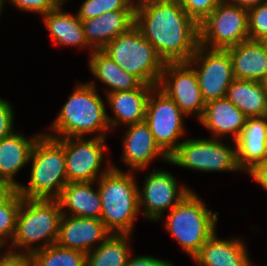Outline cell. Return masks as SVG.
I'll use <instances>...</instances> for the list:
<instances>
[{
	"label": "cell",
	"instance_id": "cell-40",
	"mask_svg": "<svg viewBox=\"0 0 267 266\" xmlns=\"http://www.w3.org/2000/svg\"><path fill=\"white\" fill-rule=\"evenodd\" d=\"M130 9L135 13L140 9L153 5L161 0H126Z\"/></svg>",
	"mask_w": 267,
	"mask_h": 266
},
{
	"label": "cell",
	"instance_id": "cell-31",
	"mask_svg": "<svg viewBox=\"0 0 267 266\" xmlns=\"http://www.w3.org/2000/svg\"><path fill=\"white\" fill-rule=\"evenodd\" d=\"M108 11L132 10L126 0H84L77 12V16L81 20H87L105 14Z\"/></svg>",
	"mask_w": 267,
	"mask_h": 266
},
{
	"label": "cell",
	"instance_id": "cell-43",
	"mask_svg": "<svg viewBox=\"0 0 267 266\" xmlns=\"http://www.w3.org/2000/svg\"><path fill=\"white\" fill-rule=\"evenodd\" d=\"M263 41H264V43H265L266 46H267V37H266Z\"/></svg>",
	"mask_w": 267,
	"mask_h": 266
},
{
	"label": "cell",
	"instance_id": "cell-2",
	"mask_svg": "<svg viewBox=\"0 0 267 266\" xmlns=\"http://www.w3.org/2000/svg\"><path fill=\"white\" fill-rule=\"evenodd\" d=\"M50 129L51 134H44L52 138L84 137L89 134L106 138L107 133L112 132L105 103L98 94L95 82L76 85Z\"/></svg>",
	"mask_w": 267,
	"mask_h": 266
},
{
	"label": "cell",
	"instance_id": "cell-41",
	"mask_svg": "<svg viewBox=\"0 0 267 266\" xmlns=\"http://www.w3.org/2000/svg\"><path fill=\"white\" fill-rule=\"evenodd\" d=\"M224 1H228L232 4L243 7L244 9H247V10H249L253 7H256L262 3L267 2V0H224Z\"/></svg>",
	"mask_w": 267,
	"mask_h": 266
},
{
	"label": "cell",
	"instance_id": "cell-42",
	"mask_svg": "<svg viewBox=\"0 0 267 266\" xmlns=\"http://www.w3.org/2000/svg\"><path fill=\"white\" fill-rule=\"evenodd\" d=\"M4 2H3V0H0V15H1V12H2V10L4 9L3 7H4Z\"/></svg>",
	"mask_w": 267,
	"mask_h": 266
},
{
	"label": "cell",
	"instance_id": "cell-13",
	"mask_svg": "<svg viewBox=\"0 0 267 266\" xmlns=\"http://www.w3.org/2000/svg\"><path fill=\"white\" fill-rule=\"evenodd\" d=\"M106 138L68 137L64 138V153L68 182L97 181L107 173L113 163L109 161L101 172ZM112 163V164H111ZM101 173H100V172Z\"/></svg>",
	"mask_w": 267,
	"mask_h": 266
},
{
	"label": "cell",
	"instance_id": "cell-33",
	"mask_svg": "<svg viewBox=\"0 0 267 266\" xmlns=\"http://www.w3.org/2000/svg\"><path fill=\"white\" fill-rule=\"evenodd\" d=\"M187 15L198 25L202 23L222 0H178Z\"/></svg>",
	"mask_w": 267,
	"mask_h": 266
},
{
	"label": "cell",
	"instance_id": "cell-35",
	"mask_svg": "<svg viewBox=\"0 0 267 266\" xmlns=\"http://www.w3.org/2000/svg\"><path fill=\"white\" fill-rule=\"evenodd\" d=\"M10 102L0 98V141L14 132V111Z\"/></svg>",
	"mask_w": 267,
	"mask_h": 266
},
{
	"label": "cell",
	"instance_id": "cell-36",
	"mask_svg": "<svg viewBox=\"0 0 267 266\" xmlns=\"http://www.w3.org/2000/svg\"><path fill=\"white\" fill-rule=\"evenodd\" d=\"M0 251V266H32V257L30 253L15 252L7 250Z\"/></svg>",
	"mask_w": 267,
	"mask_h": 266
},
{
	"label": "cell",
	"instance_id": "cell-28",
	"mask_svg": "<svg viewBox=\"0 0 267 266\" xmlns=\"http://www.w3.org/2000/svg\"><path fill=\"white\" fill-rule=\"evenodd\" d=\"M131 234L111 233L86 254V266H125L131 255Z\"/></svg>",
	"mask_w": 267,
	"mask_h": 266
},
{
	"label": "cell",
	"instance_id": "cell-27",
	"mask_svg": "<svg viewBox=\"0 0 267 266\" xmlns=\"http://www.w3.org/2000/svg\"><path fill=\"white\" fill-rule=\"evenodd\" d=\"M88 61L93 76L109 87L106 94L137 89L143 84L136 76L120 68L103 50H93Z\"/></svg>",
	"mask_w": 267,
	"mask_h": 266
},
{
	"label": "cell",
	"instance_id": "cell-15",
	"mask_svg": "<svg viewBox=\"0 0 267 266\" xmlns=\"http://www.w3.org/2000/svg\"><path fill=\"white\" fill-rule=\"evenodd\" d=\"M126 130L123 135L122 162L130 171L145 170L155 158L169 162V156L155 142L146 121L138 122Z\"/></svg>",
	"mask_w": 267,
	"mask_h": 266
},
{
	"label": "cell",
	"instance_id": "cell-19",
	"mask_svg": "<svg viewBox=\"0 0 267 266\" xmlns=\"http://www.w3.org/2000/svg\"><path fill=\"white\" fill-rule=\"evenodd\" d=\"M246 119V115L225 97L206 103L199 121L215 139L232 135L230 139L235 142L242 133Z\"/></svg>",
	"mask_w": 267,
	"mask_h": 266
},
{
	"label": "cell",
	"instance_id": "cell-32",
	"mask_svg": "<svg viewBox=\"0 0 267 266\" xmlns=\"http://www.w3.org/2000/svg\"><path fill=\"white\" fill-rule=\"evenodd\" d=\"M249 40L263 41L267 37V2L248 10Z\"/></svg>",
	"mask_w": 267,
	"mask_h": 266
},
{
	"label": "cell",
	"instance_id": "cell-11",
	"mask_svg": "<svg viewBox=\"0 0 267 266\" xmlns=\"http://www.w3.org/2000/svg\"><path fill=\"white\" fill-rule=\"evenodd\" d=\"M184 116L186 117L174 101L157 86L151 90L145 121L155 142L168 156L179 146L180 138L185 135Z\"/></svg>",
	"mask_w": 267,
	"mask_h": 266
},
{
	"label": "cell",
	"instance_id": "cell-24",
	"mask_svg": "<svg viewBox=\"0 0 267 266\" xmlns=\"http://www.w3.org/2000/svg\"><path fill=\"white\" fill-rule=\"evenodd\" d=\"M95 181L68 182L57 198L62 215L101 219L102 203ZM69 213H68V212Z\"/></svg>",
	"mask_w": 267,
	"mask_h": 266
},
{
	"label": "cell",
	"instance_id": "cell-18",
	"mask_svg": "<svg viewBox=\"0 0 267 266\" xmlns=\"http://www.w3.org/2000/svg\"><path fill=\"white\" fill-rule=\"evenodd\" d=\"M234 143L238 166L249 173L267 158V116L247 118Z\"/></svg>",
	"mask_w": 267,
	"mask_h": 266
},
{
	"label": "cell",
	"instance_id": "cell-23",
	"mask_svg": "<svg viewBox=\"0 0 267 266\" xmlns=\"http://www.w3.org/2000/svg\"><path fill=\"white\" fill-rule=\"evenodd\" d=\"M81 21L88 45L93 50H102L110 41L126 33L134 25V12L108 11Z\"/></svg>",
	"mask_w": 267,
	"mask_h": 266
},
{
	"label": "cell",
	"instance_id": "cell-4",
	"mask_svg": "<svg viewBox=\"0 0 267 266\" xmlns=\"http://www.w3.org/2000/svg\"><path fill=\"white\" fill-rule=\"evenodd\" d=\"M30 161L29 184H20L18 193L23 198L57 199L68 184L64 138L43 133L32 149Z\"/></svg>",
	"mask_w": 267,
	"mask_h": 266
},
{
	"label": "cell",
	"instance_id": "cell-12",
	"mask_svg": "<svg viewBox=\"0 0 267 266\" xmlns=\"http://www.w3.org/2000/svg\"><path fill=\"white\" fill-rule=\"evenodd\" d=\"M157 87L187 116L200 120L205 105L194 68L188 62L165 63Z\"/></svg>",
	"mask_w": 267,
	"mask_h": 266
},
{
	"label": "cell",
	"instance_id": "cell-9",
	"mask_svg": "<svg viewBox=\"0 0 267 266\" xmlns=\"http://www.w3.org/2000/svg\"><path fill=\"white\" fill-rule=\"evenodd\" d=\"M249 40L248 10L222 0L199 24V45L227 49Z\"/></svg>",
	"mask_w": 267,
	"mask_h": 266
},
{
	"label": "cell",
	"instance_id": "cell-8",
	"mask_svg": "<svg viewBox=\"0 0 267 266\" xmlns=\"http://www.w3.org/2000/svg\"><path fill=\"white\" fill-rule=\"evenodd\" d=\"M222 138H192L182 141L169 155V164L198 172L242 171L237 163L234 147Z\"/></svg>",
	"mask_w": 267,
	"mask_h": 266
},
{
	"label": "cell",
	"instance_id": "cell-14",
	"mask_svg": "<svg viewBox=\"0 0 267 266\" xmlns=\"http://www.w3.org/2000/svg\"><path fill=\"white\" fill-rule=\"evenodd\" d=\"M171 172L154 170L145 176L142 190H138L139 210L145 219L159 221L166 210L179 204L192 190L178 185ZM144 208V209H143Z\"/></svg>",
	"mask_w": 267,
	"mask_h": 266
},
{
	"label": "cell",
	"instance_id": "cell-6",
	"mask_svg": "<svg viewBox=\"0 0 267 266\" xmlns=\"http://www.w3.org/2000/svg\"><path fill=\"white\" fill-rule=\"evenodd\" d=\"M218 214L208 209L203 200L191 191L168 212L164 226L181 248L193 258L215 233Z\"/></svg>",
	"mask_w": 267,
	"mask_h": 266
},
{
	"label": "cell",
	"instance_id": "cell-7",
	"mask_svg": "<svg viewBox=\"0 0 267 266\" xmlns=\"http://www.w3.org/2000/svg\"><path fill=\"white\" fill-rule=\"evenodd\" d=\"M124 71L143 84L157 86L164 67L152 44L133 25L102 49Z\"/></svg>",
	"mask_w": 267,
	"mask_h": 266
},
{
	"label": "cell",
	"instance_id": "cell-21",
	"mask_svg": "<svg viewBox=\"0 0 267 266\" xmlns=\"http://www.w3.org/2000/svg\"><path fill=\"white\" fill-rule=\"evenodd\" d=\"M237 79L267 81V46L264 41L246 40L227 48Z\"/></svg>",
	"mask_w": 267,
	"mask_h": 266
},
{
	"label": "cell",
	"instance_id": "cell-5",
	"mask_svg": "<svg viewBox=\"0 0 267 266\" xmlns=\"http://www.w3.org/2000/svg\"><path fill=\"white\" fill-rule=\"evenodd\" d=\"M61 217L58 199L23 198L9 250L31 254L57 243Z\"/></svg>",
	"mask_w": 267,
	"mask_h": 266
},
{
	"label": "cell",
	"instance_id": "cell-30",
	"mask_svg": "<svg viewBox=\"0 0 267 266\" xmlns=\"http://www.w3.org/2000/svg\"><path fill=\"white\" fill-rule=\"evenodd\" d=\"M22 201L23 197L17 192L4 206L0 208V248L6 247L5 244L8 242V245H10L14 237L17 216Z\"/></svg>",
	"mask_w": 267,
	"mask_h": 266
},
{
	"label": "cell",
	"instance_id": "cell-16",
	"mask_svg": "<svg viewBox=\"0 0 267 266\" xmlns=\"http://www.w3.org/2000/svg\"><path fill=\"white\" fill-rule=\"evenodd\" d=\"M110 234L101 219L62 215L57 244L87 254Z\"/></svg>",
	"mask_w": 267,
	"mask_h": 266
},
{
	"label": "cell",
	"instance_id": "cell-22",
	"mask_svg": "<svg viewBox=\"0 0 267 266\" xmlns=\"http://www.w3.org/2000/svg\"><path fill=\"white\" fill-rule=\"evenodd\" d=\"M43 134H34L30 139L20 132H13L0 141V181L19 187L15 176L30 162L32 149Z\"/></svg>",
	"mask_w": 267,
	"mask_h": 266
},
{
	"label": "cell",
	"instance_id": "cell-38",
	"mask_svg": "<svg viewBox=\"0 0 267 266\" xmlns=\"http://www.w3.org/2000/svg\"><path fill=\"white\" fill-rule=\"evenodd\" d=\"M249 174L267 191V158L251 170Z\"/></svg>",
	"mask_w": 267,
	"mask_h": 266
},
{
	"label": "cell",
	"instance_id": "cell-37",
	"mask_svg": "<svg viewBox=\"0 0 267 266\" xmlns=\"http://www.w3.org/2000/svg\"><path fill=\"white\" fill-rule=\"evenodd\" d=\"M130 255L125 266H173L171 261L162 260L153 256H135Z\"/></svg>",
	"mask_w": 267,
	"mask_h": 266
},
{
	"label": "cell",
	"instance_id": "cell-39",
	"mask_svg": "<svg viewBox=\"0 0 267 266\" xmlns=\"http://www.w3.org/2000/svg\"><path fill=\"white\" fill-rule=\"evenodd\" d=\"M17 192L18 188L14 185L0 181V208L4 206Z\"/></svg>",
	"mask_w": 267,
	"mask_h": 266
},
{
	"label": "cell",
	"instance_id": "cell-17",
	"mask_svg": "<svg viewBox=\"0 0 267 266\" xmlns=\"http://www.w3.org/2000/svg\"><path fill=\"white\" fill-rule=\"evenodd\" d=\"M154 87L142 84L137 89L108 93L107 102L114 114V118L107 114L110 129H116L121 124L129 126L145 121L149 94Z\"/></svg>",
	"mask_w": 267,
	"mask_h": 266
},
{
	"label": "cell",
	"instance_id": "cell-29",
	"mask_svg": "<svg viewBox=\"0 0 267 266\" xmlns=\"http://www.w3.org/2000/svg\"><path fill=\"white\" fill-rule=\"evenodd\" d=\"M32 266H86V253L57 243L31 253Z\"/></svg>",
	"mask_w": 267,
	"mask_h": 266
},
{
	"label": "cell",
	"instance_id": "cell-34",
	"mask_svg": "<svg viewBox=\"0 0 267 266\" xmlns=\"http://www.w3.org/2000/svg\"><path fill=\"white\" fill-rule=\"evenodd\" d=\"M6 0H3L5 2ZM16 9L44 15L55 9L64 0H8Z\"/></svg>",
	"mask_w": 267,
	"mask_h": 266
},
{
	"label": "cell",
	"instance_id": "cell-25",
	"mask_svg": "<svg viewBox=\"0 0 267 266\" xmlns=\"http://www.w3.org/2000/svg\"><path fill=\"white\" fill-rule=\"evenodd\" d=\"M66 1L61 2L55 9L42 15L44 24L48 29L54 45L75 46L79 48L89 47L90 52L93 49L88 45L81 19L68 12H63V5Z\"/></svg>",
	"mask_w": 267,
	"mask_h": 266
},
{
	"label": "cell",
	"instance_id": "cell-1",
	"mask_svg": "<svg viewBox=\"0 0 267 266\" xmlns=\"http://www.w3.org/2000/svg\"><path fill=\"white\" fill-rule=\"evenodd\" d=\"M134 26L164 63L188 62L199 46V25L178 0H161L138 10Z\"/></svg>",
	"mask_w": 267,
	"mask_h": 266
},
{
	"label": "cell",
	"instance_id": "cell-10",
	"mask_svg": "<svg viewBox=\"0 0 267 266\" xmlns=\"http://www.w3.org/2000/svg\"><path fill=\"white\" fill-rule=\"evenodd\" d=\"M188 63L195 70L205 103L226 97L235 79L227 49H210L199 45Z\"/></svg>",
	"mask_w": 267,
	"mask_h": 266
},
{
	"label": "cell",
	"instance_id": "cell-26",
	"mask_svg": "<svg viewBox=\"0 0 267 266\" xmlns=\"http://www.w3.org/2000/svg\"><path fill=\"white\" fill-rule=\"evenodd\" d=\"M226 98L247 118L267 116V86L264 82L235 78Z\"/></svg>",
	"mask_w": 267,
	"mask_h": 266
},
{
	"label": "cell",
	"instance_id": "cell-20",
	"mask_svg": "<svg viewBox=\"0 0 267 266\" xmlns=\"http://www.w3.org/2000/svg\"><path fill=\"white\" fill-rule=\"evenodd\" d=\"M243 240L219 239L216 232L192 258L198 266H253Z\"/></svg>",
	"mask_w": 267,
	"mask_h": 266
},
{
	"label": "cell",
	"instance_id": "cell-3",
	"mask_svg": "<svg viewBox=\"0 0 267 266\" xmlns=\"http://www.w3.org/2000/svg\"><path fill=\"white\" fill-rule=\"evenodd\" d=\"M130 172V173H129ZM112 168L96 182L102 203L101 220L110 233L132 234L139 210V186L134 172Z\"/></svg>",
	"mask_w": 267,
	"mask_h": 266
}]
</instances>
